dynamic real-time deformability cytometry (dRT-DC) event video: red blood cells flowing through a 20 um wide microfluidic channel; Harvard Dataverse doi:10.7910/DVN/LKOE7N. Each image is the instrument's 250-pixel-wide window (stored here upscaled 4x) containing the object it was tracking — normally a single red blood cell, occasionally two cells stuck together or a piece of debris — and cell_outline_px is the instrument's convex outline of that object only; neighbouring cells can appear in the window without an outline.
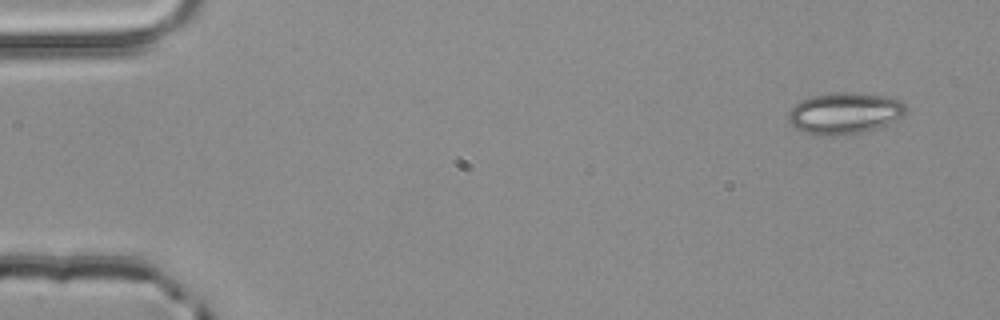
{"species": "common noctule bat (a hibernating species)", "species_latin": "Nyctalus noctula", "temperature_condition": "room temperature", "stored_images_in_passage": 4, "camera_frame_rate_fps": 3000, "um_per_image_px": 0.085, "animal": {"sex": "male", "body_mass_g": 20.4}, "frame": {"image": 1, "passage_image": 1, "time_ms": 0.0, "image_size_px": [1000, 320], "cell_outline_px": [[908, 108], [900, 116], [876, 128], [860, 132], [804, 132], [788, 124], [788, 112], [800, 100], [812, 96], [840, 92], [848, 92], [884, 96], [900, 100]], "centroid_in_image_um": [71.76, 9.56], "position_along_channel_um": 13.2, "area_um2": 27.05}}